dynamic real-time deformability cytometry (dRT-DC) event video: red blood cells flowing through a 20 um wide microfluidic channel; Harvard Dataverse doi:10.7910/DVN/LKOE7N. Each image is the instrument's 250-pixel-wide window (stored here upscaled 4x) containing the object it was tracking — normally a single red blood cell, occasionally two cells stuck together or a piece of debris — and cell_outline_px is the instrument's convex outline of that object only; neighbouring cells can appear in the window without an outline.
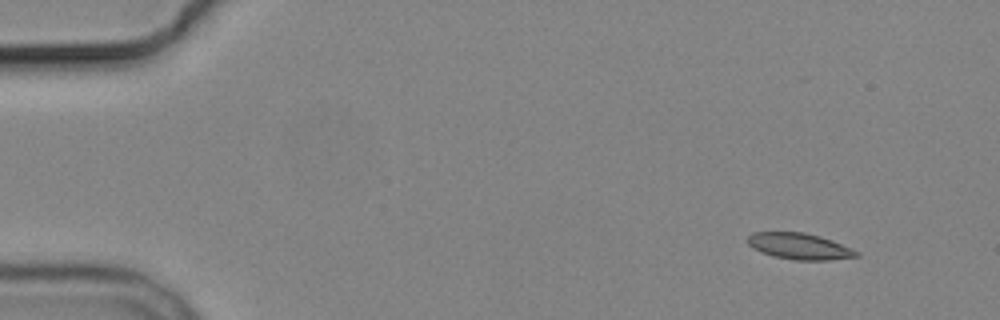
{"species": "common noctule bat (a hibernating species)", "species_latin": "Nyctalus noctula", "temperature_condition": "cold", "stored_images_in_passage": 8, "camera_frame_rate_fps": 3000, "um_per_image_px": 0.085, "animal": {"sex": "male", "body_mass_g": 19.2, "forearm_length_mm": 51.8}, "frame": {"image": 1, "passage_image": 1, "time_ms": 0.0, "image_size_px": [1000, 320], "cell_outline_px": [[860, 256], [828, 260], [792, 260], [772, 256], [760, 252], [752, 248], [748, 244], [748, 236], [752, 232], [804, 232], [820, 236], [832, 240], [852, 248], [860, 252]], "centroid_in_image_um": [67.95, 20.93], "position_along_channel_um": 17.0, "area_um2": 16.82}}
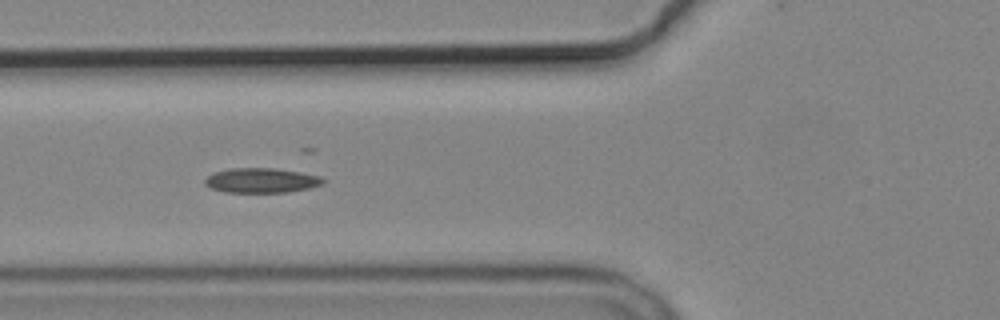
{"frame": {"image": 2, "passage_image": 5, "time_ms": 5.333, "image_size_px": [1000, 320], "cell_outline_px": [[324, 184], [308, 188], [288, 192], [224, 192], [208, 188], [204, 184], [204, 180], [212, 172], [232, 168], [272, 168], [300, 172], [320, 176], [324, 180]], "centroid_in_image_um": [22.17, 15.34], "position_along_channel_um": 103.6, "area_um2": 17.11}}
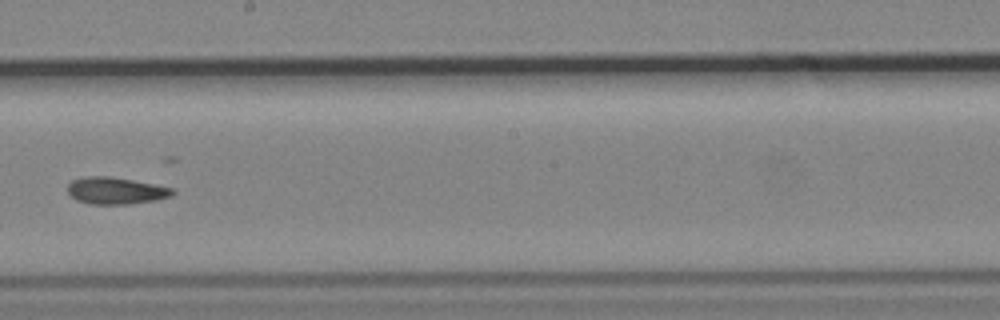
{"frame": {"image": 3, "passage_image": 8, "time_ms": 9.0, "image_size_px": [1000, 320], "cell_outline_px": [[176, 192], [172, 196], [156, 200], [128, 204], [92, 204], [76, 200], [68, 192], [68, 184], [72, 180], [84, 176], [108, 176], [132, 180], [172, 188]], "centroid_in_image_um": [9.83, 16.21], "position_along_channel_um": 238.4, "area_um2": 16.36}}